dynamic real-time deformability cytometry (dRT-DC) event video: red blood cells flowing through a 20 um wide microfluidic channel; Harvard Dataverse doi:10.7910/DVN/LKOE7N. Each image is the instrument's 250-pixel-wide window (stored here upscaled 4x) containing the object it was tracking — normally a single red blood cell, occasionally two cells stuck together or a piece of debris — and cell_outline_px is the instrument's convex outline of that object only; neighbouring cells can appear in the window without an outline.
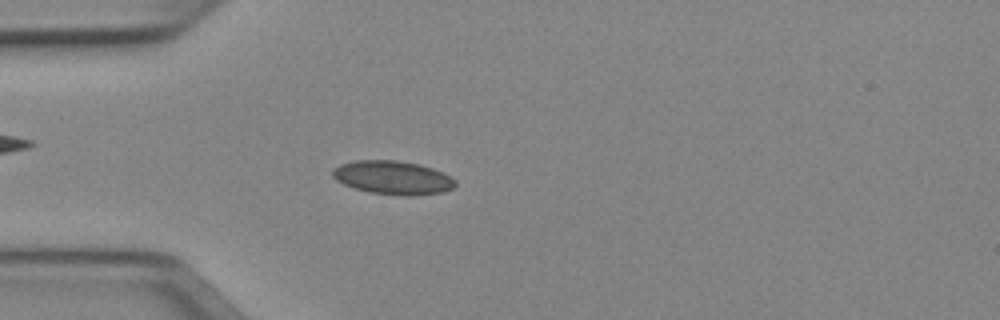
{"species": "Egyptian fruit bat (a non-hibernating species)", "species_latin": "Rousettus aegyptiacus", "temperature_condition": "cold", "stored_images_in_passage": 45, "camera_frame_rate_fps": 3000, "um_per_image_px": 0.085, "animal": {"sex": "female"}, "frame": {"image": 1, "passage_image": 8, "time_ms": 2.333, "image_size_px": [1000, 320], "cell_outline_px": [[456, 184], [452, 188], [444, 192], [416, 196], [404, 196], [368, 192], [352, 188], [336, 180], [332, 176], [332, 168], [340, 164], [356, 160], [396, 160], [420, 164], [444, 172], [456, 180]], "centroid_in_image_um": [33.39, 15.1], "position_along_channel_um": 51.6, "area_um2": 24.39}}
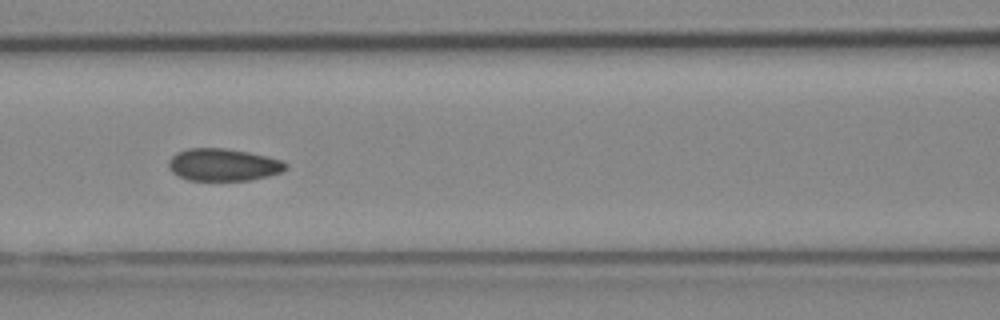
{"frame": {"image": 2, "passage_image": 16, "time_ms": 5.0, "image_size_px": [1000, 320], "cell_outline_px": [[288, 168], [280, 172], [268, 176], [248, 180], [188, 180], [176, 176], [168, 168], [168, 160], [176, 152], [188, 148], [224, 148], [248, 152], [268, 156], [284, 160], [288, 164]], "centroid_in_image_um": [18.97, 14.0], "position_along_channel_um": 147.6, "area_um2": 22.31}}
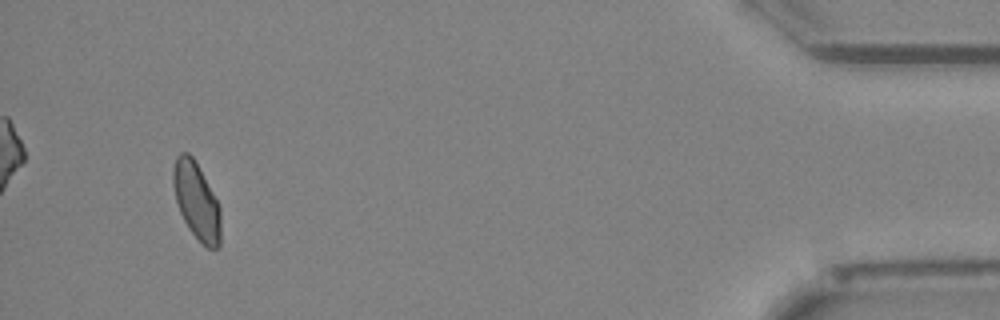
{"frame": {"image": 3, "passage_image": 42, "time_ms": 13.667, "image_size_px": [1000, 320], "cell_outline_px": [[220, 248], [208, 248], [188, 228], [180, 212], [176, 200], [172, 184], [172, 168], [176, 156], [180, 152], [188, 152], [192, 156], [216, 200], [220, 208]], "centroid_in_image_um": [16.67, 17.06], "position_along_channel_um": 418.5, "area_um2": 20.98}, "authors_computed_cell_mechanics": {"area_um2": 22.0218, "velocity_mm_per_s": 3.9608, "shape_relaxation_time_tau1_ms": 9.7725, "shape_relaxation_time_tau2_ms": 1.1721, "deformation_change_tau1": 0.1309, "deformation_change_tau2": 0.0479}}